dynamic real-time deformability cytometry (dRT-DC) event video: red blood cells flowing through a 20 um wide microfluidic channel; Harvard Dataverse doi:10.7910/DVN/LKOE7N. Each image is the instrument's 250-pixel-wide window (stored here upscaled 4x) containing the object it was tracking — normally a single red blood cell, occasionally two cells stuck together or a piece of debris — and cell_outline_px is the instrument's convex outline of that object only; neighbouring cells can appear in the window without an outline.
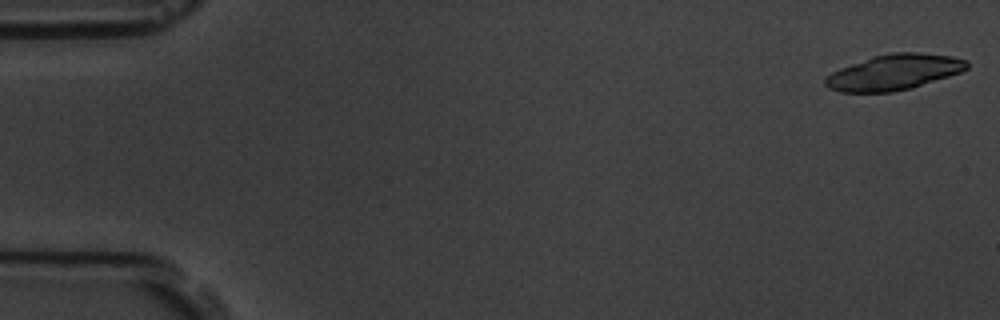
{"species": "common noctule bat (a hibernating species)", "species_latin": "Nyctalus noctula", "temperature_condition": "room temperature", "stored_images_in_passage": 10, "camera_frame_rate_fps": 3000, "um_per_image_px": 0.085, "animal": {"sex": "male", "body_mass_g": 19.5, "forearm_length_mm": 54.6}, "frame": {"image": 1, "passage_image": 1, "time_ms": 0.0, "image_size_px": [1000, 320], "cell_outline_px": [[968, 68], [960, 72], [912, 88], [892, 92], [840, 92], [828, 88], [824, 84], [824, 80], [832, 72], [840, 68], [872, 56], [892, 52], [920, 52], [952, 56], [968, 60]], "centroid_in_image_um": [75.99, 6.13], "position_along_channel_um": 9.0, "area_um2": 29.36}}
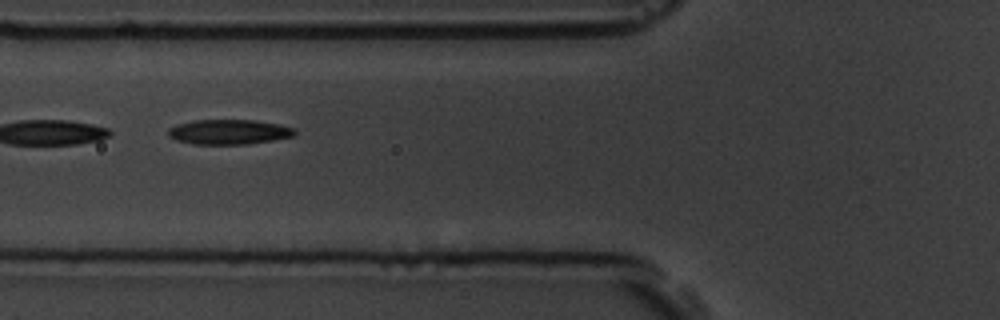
{"frame": {"image": 2, "passage_image": 6, "time_ms": 6.667, "image_size_px": [1000, 320], "cell_outline_px": [[296, 136], [248, 144], [192, 144], [176, 140], [168, 136], [168, 128], [176, 124], [192, 120], [256, 120], [280, 124], [296, 128]], "centroid_in_image_um": [19.47, 11.21], "position_along_channel_um": 106.3, "area_um2": 18.61}}
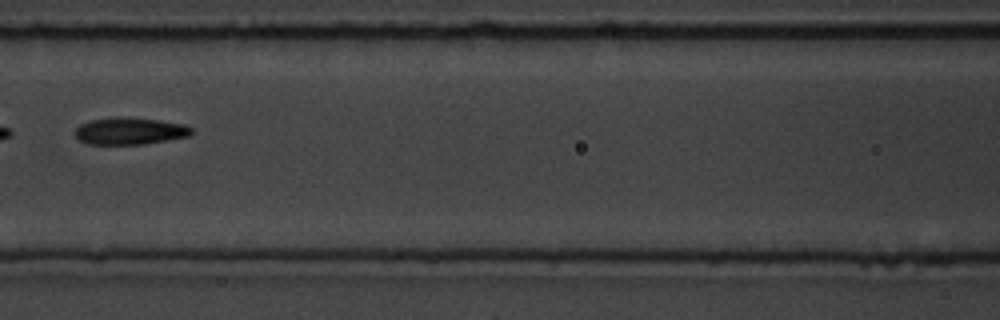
{"frame": {"image": 3, "passage_image": 7, "time_ms": 8.0, "image_size_px": [1000, 320], "cell_outline_px": [[192, 132], [188, 136], [144, 144], [88, 144], [80, 140], [76, 136], [76, 128], [80, 124], [92, 120], [116, 116], [156, 120], [184, 124], [192, 128]], "centroid_in_image_um": [11.02, 11.13], "position_along_channel_um": 155.6, "area_um2": 18.09}}